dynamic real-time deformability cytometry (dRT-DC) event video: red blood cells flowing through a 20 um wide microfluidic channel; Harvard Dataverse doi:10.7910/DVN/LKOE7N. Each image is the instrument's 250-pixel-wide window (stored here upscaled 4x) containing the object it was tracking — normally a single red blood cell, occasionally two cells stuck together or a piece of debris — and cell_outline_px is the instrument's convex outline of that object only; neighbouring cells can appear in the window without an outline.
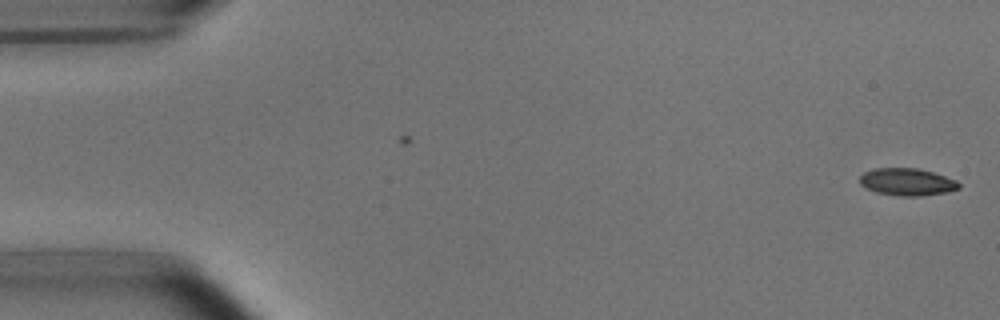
{"species": "common noctule bat (a hibernating species)", "species_latin": "Nyctalus noctula", "temperature_condition": "room temperature", "stored_images_in_passage": 2, "camera_frame_rate_fps": 3000, "um_per_image_px": 0.085, "animal": {"sex": "male", "body_mass_g": 15.6}, "frame": {"image": 1, "passage_image": 2, "time_ms": 1.0, "image_size_px": [1000, 320], "cell_outline_px": [[960, 188], [948, 192], [920, 196], [900, 196], [876, 192], [860, 184], [860, 176], [864, 172], [876, 168], [916, 168], [932, 172], [956, 180], [960, 184]], "centroid_in_image_um": [77.11, 15.47], "position_along_channel_um": 7.9, "area_um2": 15.66}}